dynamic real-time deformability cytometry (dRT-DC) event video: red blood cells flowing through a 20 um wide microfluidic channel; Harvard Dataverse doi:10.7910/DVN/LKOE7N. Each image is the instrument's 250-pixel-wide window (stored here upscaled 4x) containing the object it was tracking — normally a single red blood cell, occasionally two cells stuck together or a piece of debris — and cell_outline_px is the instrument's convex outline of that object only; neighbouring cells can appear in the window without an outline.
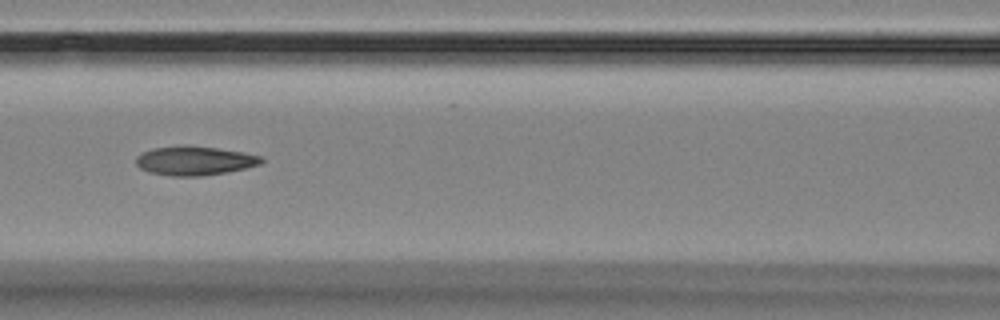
{"species": "Egyptian fruit bat (a non-hibernating species)", "species_latin": "Rousettus aegyptiacus", "temperature_condition": "room temperature", "stored_images_in_passage": 4, "camera_frame_rate_fps": 3000, "um_per_image_px": 0.085, "animal": {"sex": "female"}, "frame": {"image": 1, "passage_image": 4, "time_ms": 3.667, "image_size_px": [1000, 320], "cell_outline_px": [[264, 160], [260, 164], [244, 168], [224, 172], [200, 176], [172, 176], [148, 172], [140, 168], [136, 164], [136, 156], [152, 148], [184, 144], [216, 148], [244, 152], [260, 156]], "centroid_in_image_um": [16.5, 13.64], "position_along_channel_um": 150.1, "area_um2": 21.21}}